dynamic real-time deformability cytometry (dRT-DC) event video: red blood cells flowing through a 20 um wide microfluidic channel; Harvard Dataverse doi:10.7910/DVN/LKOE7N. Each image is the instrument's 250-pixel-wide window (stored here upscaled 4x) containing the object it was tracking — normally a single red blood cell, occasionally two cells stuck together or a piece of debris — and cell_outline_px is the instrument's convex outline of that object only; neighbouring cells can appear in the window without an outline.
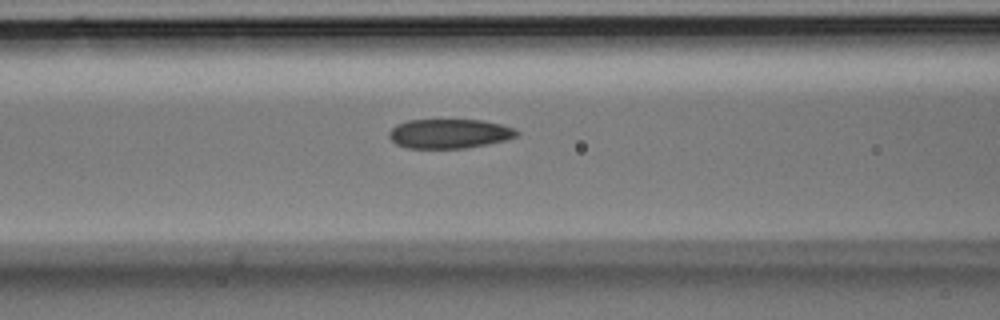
{"species": "Egyptian fruit bat (a non-hibernating species)", "species_latin": "Rousettus aegyptiacus", "temperature_condition": "room temperature", "stored_images_in_passage": 5, "camera_frame_rate_fps": 3000, "um_per_image_px": 0.085, "animal": {"sex": "male"}, "frame": {"image": 1, "passage_image": 5, "time_ms": 1.333, "image_size_px": [1000, 320], "cell_outline_px": [[520, 132], [516, 136], [504, 140], [488, 144], [464, 148], [408, 148], [396, 144], [388, 136], [388, 132], [396, 124], [408, 120], [480, 120], [500, 124], [512, 128]], "centroid_in_image_um": [38.15, 11.36], "position_along_channel_um": 128.4, "area_um2": 21.73}}